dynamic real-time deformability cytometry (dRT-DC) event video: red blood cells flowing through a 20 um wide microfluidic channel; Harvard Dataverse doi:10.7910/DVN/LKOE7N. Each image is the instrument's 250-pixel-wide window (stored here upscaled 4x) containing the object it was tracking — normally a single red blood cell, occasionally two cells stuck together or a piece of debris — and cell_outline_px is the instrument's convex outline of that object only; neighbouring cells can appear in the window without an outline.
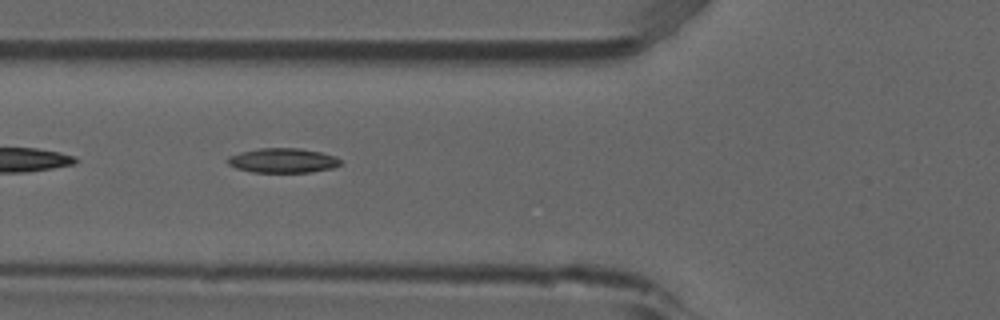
{"species": "common noctule bat (a hibernating species)", "species_latin": "Nyctalus noctula", "temperature_condition": "room temperature", "stored_images_in_passage": 3, "camera_frame_rate_fps": 3000, "um_per_image_px": 0.085, "animal": {"sex": "male", "forearm_length_mm": 52.5}, "frame": {"image": 1, "passage_image": 2, "time_ms": 0.333, "image_size_px": [1000, 320], "cell_outline_px": [[340, 164], [332, 168], [312, 172], [252, 172], [236, 168], [228, 164], [224, 160], [228, 156], [240, 152], [260, 148], [300, 148], [320, 152], [336, 156], [340, 160]], "centroid_in_image_um": [24.0, 13.64], "position_along_channel_um": 101.8, "area_um2": 16.24}}
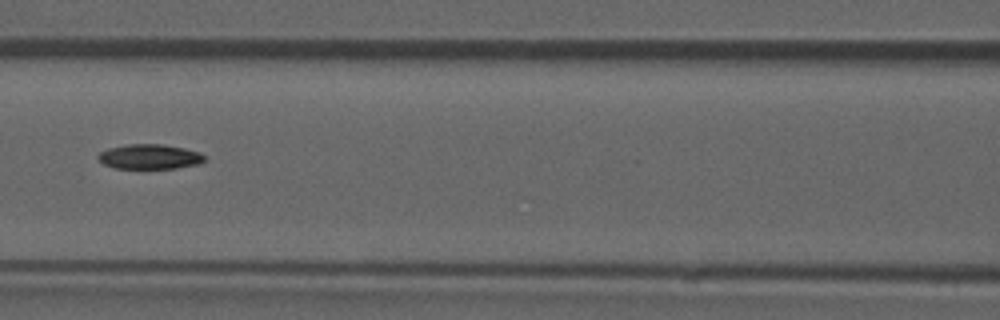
{"frame": {"image": 2, "passage_image": 3, "time_ms": 0.667, "image_size_px": [1000, 320], "cell_outline_px": [[204, 160], [200, 164], [176, 168], [116, 168], [104, 164], [96, 156], [100, 152], [108, 148], [128, 144], [164, 144], [184, 148], [200, 152], [204, 156]], "centroid_in_image_um": [12.73, 13.31], "position_along_channel_um": 153.9, "area_um2": 15.37}}